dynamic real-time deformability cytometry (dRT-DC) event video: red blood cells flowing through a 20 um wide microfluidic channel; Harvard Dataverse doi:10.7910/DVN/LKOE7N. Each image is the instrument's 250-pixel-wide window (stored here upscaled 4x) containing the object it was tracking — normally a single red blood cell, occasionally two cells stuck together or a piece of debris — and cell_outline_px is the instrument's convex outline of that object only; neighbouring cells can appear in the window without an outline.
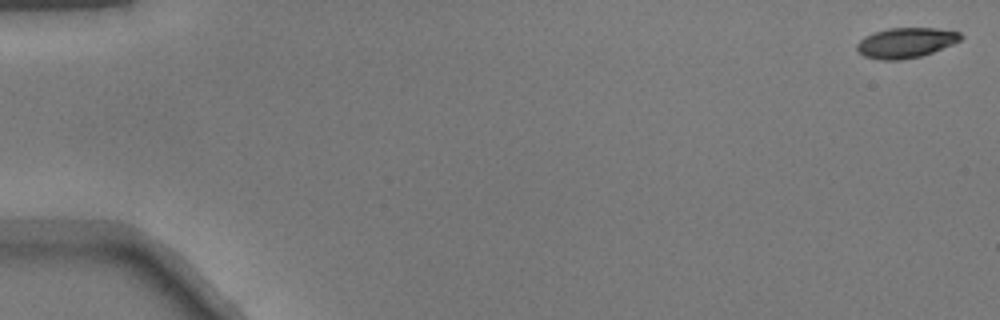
{"species": "common noctule bat (a hibernating species)", "species_latin": "Nyctalus noctula", "temperature_condition": "warm", "stored_images_in_passage": 49, "camera_frame_rate_fps": 3000, "um_per_image_px": 0.085, "animal": {"sex": "male", "body_mass_g": 17.9}, "frame": {"image": 1, "passage_image": 1, "time_ms": 0.0, "image_size_px": [1000, 320], "cell_outline_px": [[964, 36], [960, 40], [952, 44], [932, 52], [920, 56], [900, 60], [880, 60], [864, 56], [856, 48], [856, 44], [864, 36], [872, 32], [888, 28], [936, 28], [960, 32]], "centroid_in_image_um": [76.97, 3.62], "position_along_channel_um": 8.0, "area_um2": 18.26}}
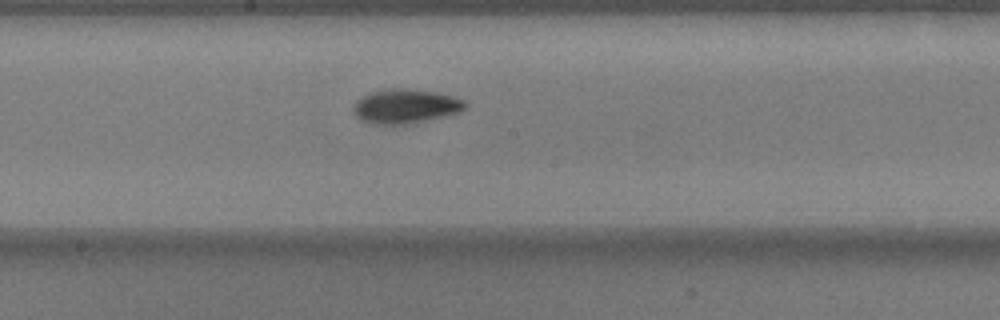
{"frame": {"image": 2, "passage_image": 28, "time_ms": 9.0, "image_size_px": [1000, 320], "cell_outline_px": [[468, 104], [464, 108], [456, 112], [440, 116], [404, 124], [376, 124], [360, 120], [356, 116], [356, 100], [372, 92], [396, 88], [400, 88], [436, 92], [452, 96], [464, 100]], "centroid_in_image_um": [34.46, 9.02], "position_along_channel_um": 213.7, "area_um2": 21.44}}
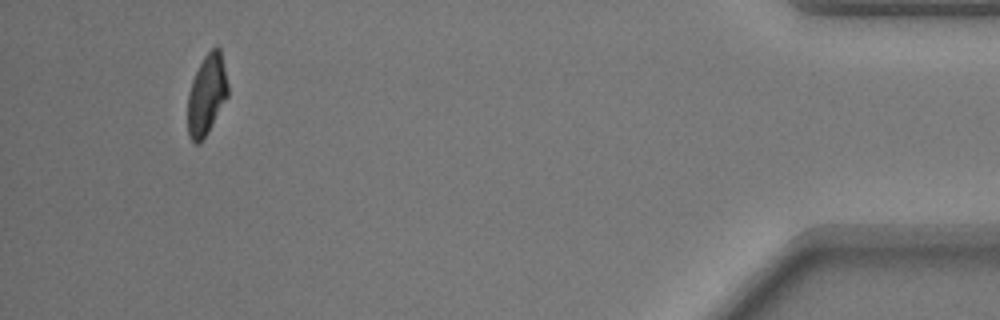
{"frame": {"image": 3, "passage_image": 48, "time_ms": 15.667, "image_size_px": [1000, 320], "cell_outline_px": [[228, 96], [204, 136], [196, 144], [188, 136], [188, 96], [192, 80], [204, 56], [212, 48], [220, 48], [228, 84]], "centroid_in_image_um": [17.57, 8.02], "position_along_channel_um": 417.6, "area_um2": 18.26}}